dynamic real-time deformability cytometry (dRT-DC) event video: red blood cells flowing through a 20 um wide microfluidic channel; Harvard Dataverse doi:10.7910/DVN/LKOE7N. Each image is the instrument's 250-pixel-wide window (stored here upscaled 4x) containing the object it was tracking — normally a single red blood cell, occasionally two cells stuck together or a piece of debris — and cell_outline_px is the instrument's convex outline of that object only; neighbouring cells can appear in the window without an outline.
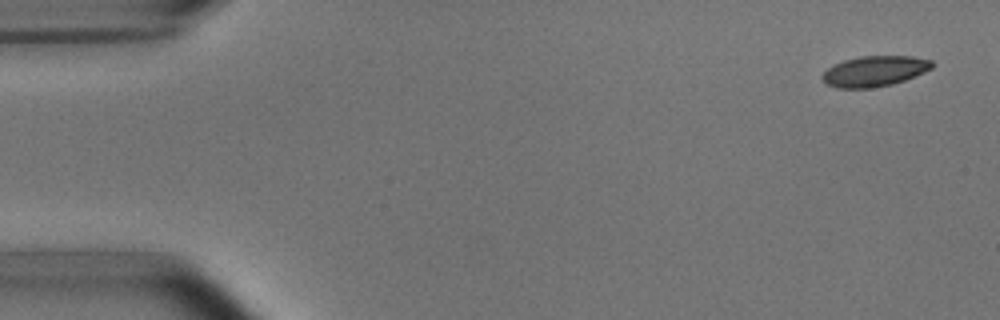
{"species": "common noctule bat (a hibernating species)", "species_latin": "Nyctalus noctula", "temperature_condition": "room temperature", "stored_images_in_passage": 6, "camera_frame_rate_fps": 3000, "um_per_image_px": 0.085, "animal": {"sex": "male", "body_mass_g": 15.6}, "frame": {"image": 1, "passage_image": 1, "time_ms": 0.0, "image_size_px": [1000, 320], "cell_outline_px": [[932, 68], [924, 72], [904, 80], [892, 84], [872, 88], [836, 88], [828, 84], [820, 76], [828, 68], [844, 60], [860, 56], [912, 56], [932, 60]], "centroid_in_image_um": [74.34, 6.05], "position_along_channel_um": 10.7, "area_um2": 19.36}}
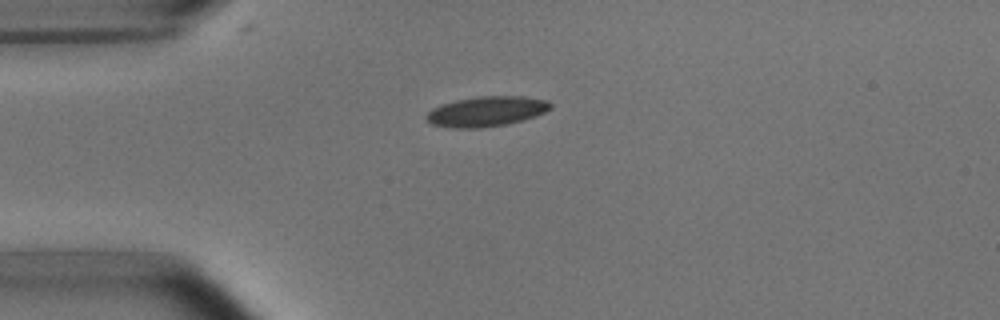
{"frame": {"image": 2, "passage_image": 4, "time_ms": 3.667, "image_size_px": [1000, 320], "cell_outline_px": [[552, 108], [536, 116], [524, 120], [508, 124], [480, 128], [452, 128], [432, 124], [424, 116], [432, 108], [440, 104], [456, 100], [480, 96], [524, 96], [548, 100], [552, 104]], "centroid_in_image_um": [41.36, 9.47], "position_along_channel_um": 43.6, "area_um2": 21.96}}
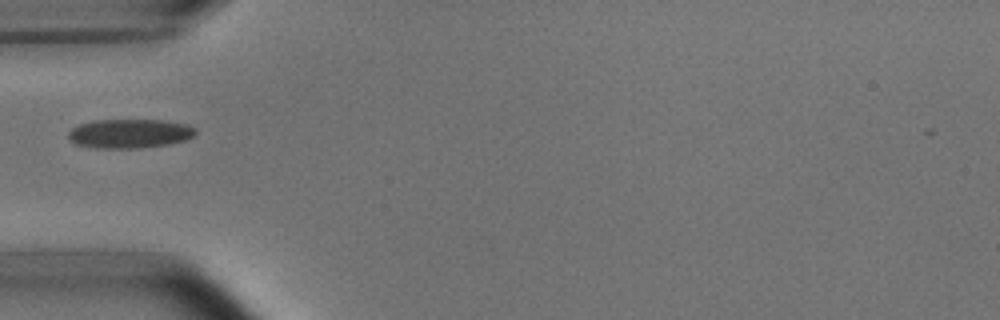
{"frame": {"image": 3, "passage_image": 5, "time_ms": 5.0, "image_size_px": [1000, 320], "cell_outline_px": [[196, 132], [188, 140], [168, 144], [140, 148], [96, 148], [76, 144], [68, 140], [68, 132], [72, 128], [80, 124], [96, 120], [164, 120], [188, 124], [196, 128]], "centroid_in_image_um": [11.03, 11.35], "position_along_channel_um": 74.0, "area_um2": 21.73}}